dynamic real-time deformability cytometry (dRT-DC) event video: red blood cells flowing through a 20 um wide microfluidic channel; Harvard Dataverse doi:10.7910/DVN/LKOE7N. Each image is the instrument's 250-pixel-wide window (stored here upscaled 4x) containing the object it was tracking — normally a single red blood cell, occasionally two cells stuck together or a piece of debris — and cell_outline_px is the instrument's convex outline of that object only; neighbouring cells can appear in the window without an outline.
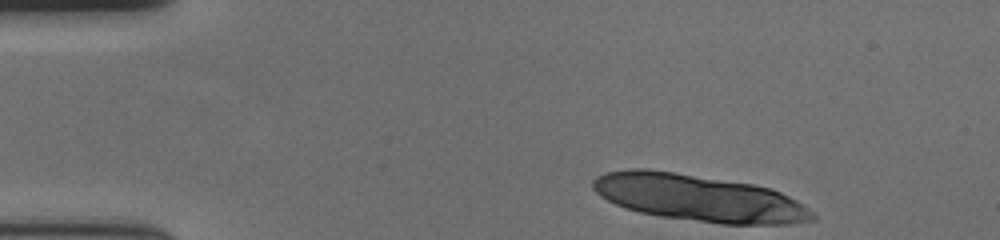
{"species": "human", "species_latin": "Homo sapiens", "temperature_condition": "cold", "stored_images_in_passage": 10, "camera_frame_rate_fps": 3000, "um_per_image_px": 0.085, "donor": {"sex": "female"}, "frame": {"image": 1, "passage_image": 1, "time_ms": 0.0, "image_size_px": [1000, 240], "cell_outline_px": [[816, 220], [788, 224], [720, 224], [660, 216], [640, 212], [624, 208], [600, 196], [592, 188], [592, 180], [596, 176], [604, 172], [628, 168], [648, 168], [676, 172], [752, 184], [772, 188], [796, 200], [808, 208], [816, 216]], "centroid_in_image_um": [59.38, 16.82], "position_along_channel_um": 25.6, "area_um2": 60.11}}